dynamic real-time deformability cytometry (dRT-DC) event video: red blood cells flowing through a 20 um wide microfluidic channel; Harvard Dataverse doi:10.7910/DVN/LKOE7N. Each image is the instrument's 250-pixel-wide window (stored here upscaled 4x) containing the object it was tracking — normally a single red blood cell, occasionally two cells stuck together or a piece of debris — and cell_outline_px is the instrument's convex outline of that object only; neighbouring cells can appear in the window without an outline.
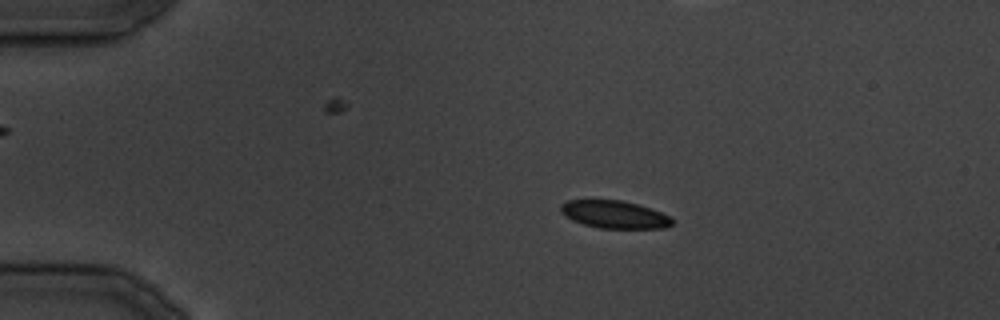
{"species": "common noctule bat (a hibernating species)", "species_latin": "Nyctalus noctula", "temperature_condition": "cold", "stored_images_in_passage": 30, "camera_frame_rate_fps": 3000, "um_per_image_px": 0.085, "animal": {"sex": "male", "body_mass_g": 19.5, "forearm_length_mm": 54.6}, "frame": {"image": 1, "passage_image": 1, "time_ms": 0.0, "image_size_px": [1000, 320], "cell_outline_px": [[672, 224], [664, 228], [600, 228], [584, 224], [572, 220], [564, 216], [560, 212], [560, 204], [568, 200], [620, 200], [636, 204], [672, 216]], "centroid_in_image_um": [52.19, 18.23], "position_along_channel_um": 32.8, "area_um2": 17.86}}
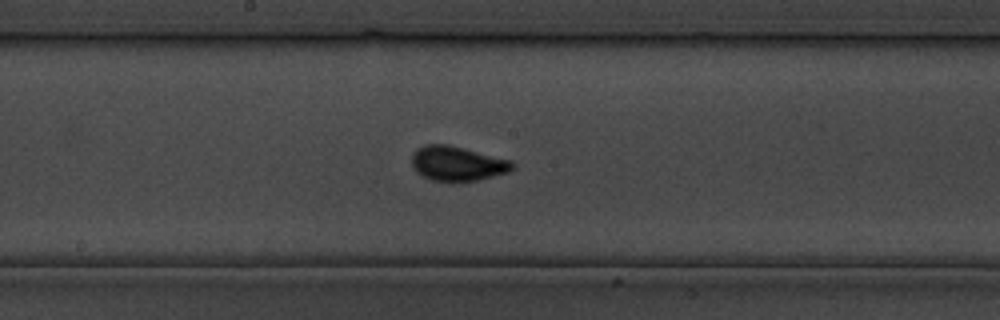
{"frame": {"image": 2, "passage_image": 13, "time_ms": 14.667, "image_size_px": [1000, 320], "cell_outline_px": [[516, 168], [508, 172], [476, 180], [432, 180], [416, 172], [412, 168], [412, 152], [416, 148], [424, 144], [448, 144], [512, 160], [516, 164]], "centroid_in_image_um": [38.87, 13.87], "position_along_channel_um": 209.3, "area_um2": 20.29}}
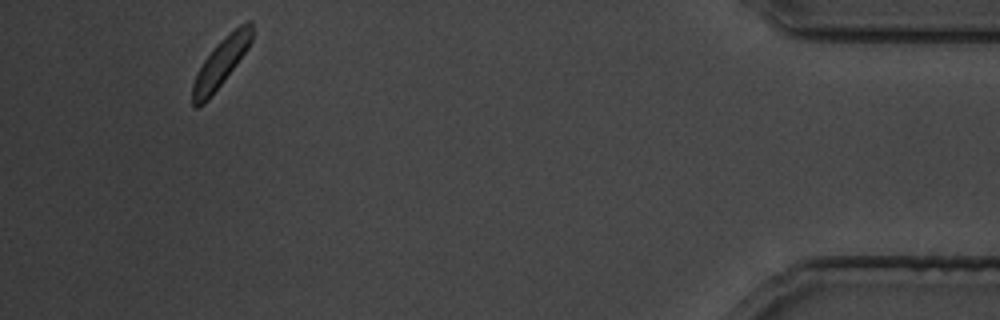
{"frame": {"image": 3, "passage_image": 30, "time_ms": 35.667, "image_size_px": [1000, 320], "cell_outline_px": [[252, 40], [248, 48], [224, 80], [208, 100], [204, 104], [196, 108], [192, 104], [192, 84], [204, 60], [216, 44], [224, 36], [240, 24], [248, 20], [252, 20]], "centroid_in_image_um": [18.78, 5.32], "position_along_channel_um": 416.4, "area_um2": 16.53}}